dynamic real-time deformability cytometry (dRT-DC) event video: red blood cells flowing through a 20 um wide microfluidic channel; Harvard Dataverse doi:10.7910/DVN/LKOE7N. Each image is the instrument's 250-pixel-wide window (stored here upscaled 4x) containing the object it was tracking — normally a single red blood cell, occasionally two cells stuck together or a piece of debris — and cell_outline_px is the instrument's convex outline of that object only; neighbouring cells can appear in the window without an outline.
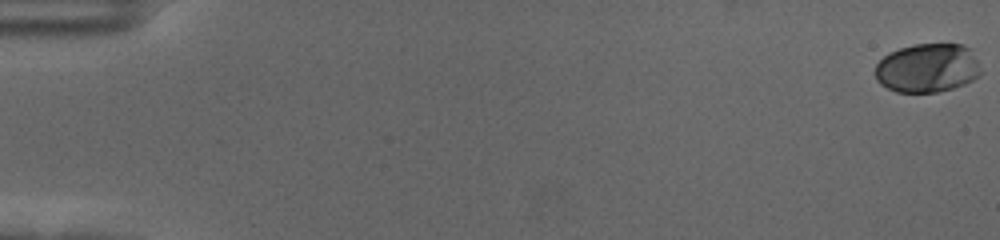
{"species": "human", "species_latin": "Homo sapiens", "temperature_condition": "cold", "stored_images_in_passage": 59, "camera_frame_rate_fps": 3000, "um_per_image_px": 0.085, "donor": {"sex": "female"}, "frame": {"image": 1, "passage_image": 1, "time_ms": 0.0, "image_size_px": [1000, 240], "cell_outline_px": [[980, 76], [964, 84], [940, 92], [896, 92], [880, 84], [876, 80], [876, 64], [888, 52], [900, 48], [916, 44], [964, 44], [972, 48], [980, 72]], "centroid_in_image_um": [78.83, 5.77], "position_along_channel_um": 6.2, "area_um2": 30.23}}
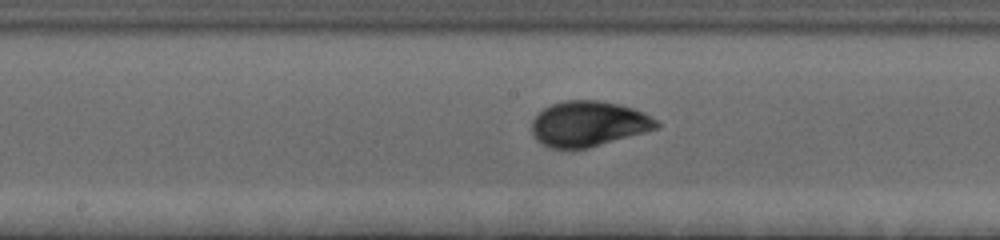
{"frame": {"image": 2, "passage_image": 32, "time_ms": 10.333, "image_size_px": [1000, 240], "cell_outline_px": [[660, 128], [588, 148], [548, 148], [540, 144], [532, 136], [532, 120], [544, 108], [552, 104], [564, 100], [600, 100], [620, 104], [644, 112], [656, 120], [660, 124]], "centroid_in_image_um": [50.02, 10.52], "position_along_channel_um": 198.2, "area_um2": 33.18}}
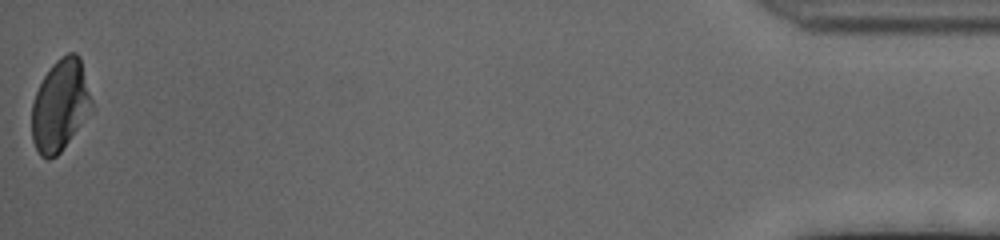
{"frame": {"image": 3, "passage_image": 59, "time_ms": 19.333, "image_size_px": [1000, 240], "cell_outline_px": [[96, 112], [60, 152], [56, 156], [48, 160], [40, 156], [32, 140], [32, 104], [36, 92], [44, 76], [52, 64], [60, 56], [68, 52], [76, 52], [80, 56], [96, 108]], "centroid_in_image_um": [5.2, 8.97], "position_along_channel_um": 430.0, "area_um2": 33.23}, "authors_computed_cell_mechanics": {"area_um2": 31.8478, "velocity_mm_per_s": 3.5444, "shape_relaxation_time_tau1_ms": 3.0434, "shape_relaxation_time_tau2_ms": null, "deformation_change_tau1": 0.1422, "deformation_change_tau2": null}}